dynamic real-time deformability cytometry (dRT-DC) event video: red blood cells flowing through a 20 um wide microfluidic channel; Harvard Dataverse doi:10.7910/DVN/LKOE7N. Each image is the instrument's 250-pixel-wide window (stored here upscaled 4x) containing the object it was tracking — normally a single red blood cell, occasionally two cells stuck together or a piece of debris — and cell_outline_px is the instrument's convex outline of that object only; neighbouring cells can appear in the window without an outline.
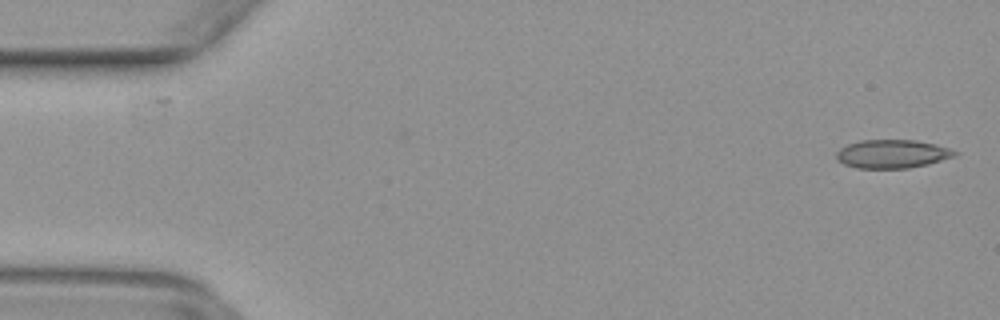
{"species": "common noctule bat (a hibernating species)", "species_latin": "Nyctalus noctula", "temperature_condition": "warm", "stored_images_in_passage": 41, "segment_of_instrument_passage": [1, 2], "camera_frame_rate_fps": 3000, "um_per_image_px": 0.085, "animal": {"sex": "female", "body_mass_g": 29.2, "forearm_length_mm": 56.3}, "frame": {"image": 1, "passage_image": 1, "time_ms": 0.0, "image_size_px": [1000, 320], "cell_outline_px": [[960, 152], [956, 156], [928, 164], [908, 168], [856, 168], [844, 164], [836, 160], [836, 152], [840, 148], [848, 144], [860, 140], [916, 140], [948, 148]], "centroid_in_image_um": [75.82, 13.08], "position_along_channel_um": 9.2, "area_um2": 19.65}}
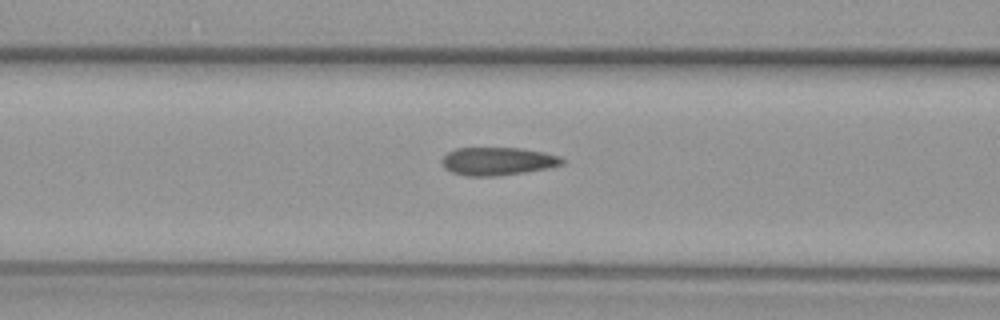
{"frame": {"image": 2, "passage_image": 19, "time_ms": 6.0, "image_size_px": [1000, 320], "cell_outline_px": [[564, 164], [548, 168], [524, 172], [496, 176], [464, 176], [452, 172], [444, 168], [440, 160], [448, 152], [456, 148], [520, 148], [544, 152], [560, 156], [564, 160]], "centroid_in_image_um": [42.29, 13.71], "position_along_channel_um": 124.3, "area_um2": 19.71}}
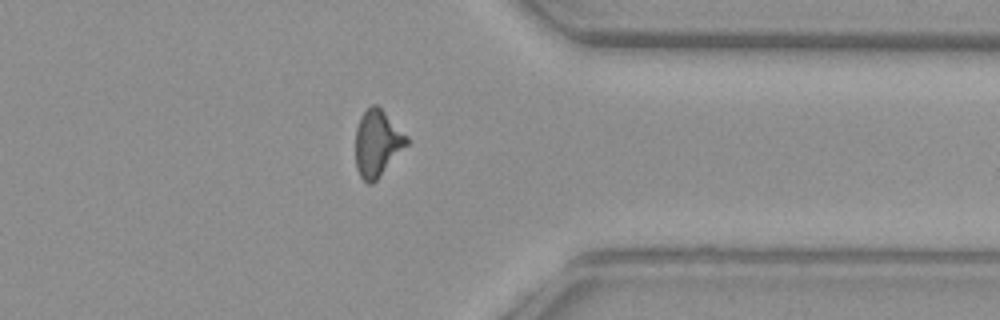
{"frame": {"image": 3, "passage_image": 38, "time_ms": 12.333, "image_size_px": [1000, 320], "cell_outline_px": [[408, 144], [376, 180], [372, 184], [368, 184], [360, 176], [356, 168], [356, 128], [360, 116], [372, 104], [376, 104], [408, 136]], "centroid_in_image_um": [32.06, 12.18], "position_along_channel_um": 379.3, "area_um2": 19.59}}